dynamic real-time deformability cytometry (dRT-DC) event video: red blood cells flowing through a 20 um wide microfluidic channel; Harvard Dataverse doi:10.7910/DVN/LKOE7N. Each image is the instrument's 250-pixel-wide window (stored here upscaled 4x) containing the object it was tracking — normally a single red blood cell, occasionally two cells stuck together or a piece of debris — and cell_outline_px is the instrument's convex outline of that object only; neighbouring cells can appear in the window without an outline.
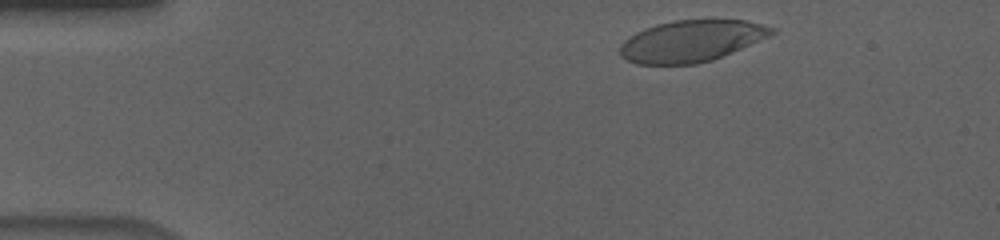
{"species": "human", "species_latin": "Homo sapiens", "temperature_condition": "cold", "stored_images_in_passage": 12, "camera_frame_rate_fps": 3000, "um_per_image_px": 0.085, "donor": {"sex": "male"}, "frame": {"image": 1, "passage_image": 3, "time_ms": 0.667, "image_size_px": [1000, 240], "cell_outline_px": [[776, 32], [768, 36], [712, 60], [696, 64], [636, 64], [620, 56], [620, 44], [624, 40], [636, 32], [644, 28], [656, 24], [676, 20], [744, 20], [776, 28]], "centroid_in_image_um": [58.71, 3.48], "position_along_channel_um": 26.3, "area_um2": 36.36}}